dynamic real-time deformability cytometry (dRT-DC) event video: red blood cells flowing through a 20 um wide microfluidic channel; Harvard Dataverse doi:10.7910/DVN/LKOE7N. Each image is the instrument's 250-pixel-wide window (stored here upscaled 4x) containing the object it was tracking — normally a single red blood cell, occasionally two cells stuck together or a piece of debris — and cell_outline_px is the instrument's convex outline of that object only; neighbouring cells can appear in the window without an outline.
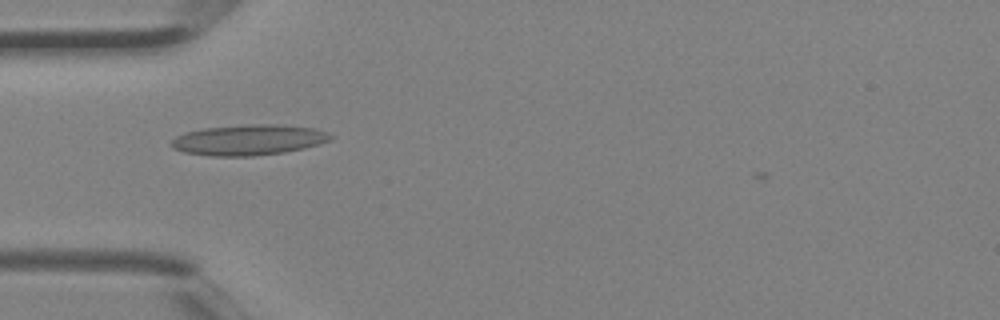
{"species": "Egyptian fruit bat (a non-hibernating species)", "species_latin": "Rousettus aegyptiacus", "temperature_condition": "room temperature", "stored_images_in_passage": 2, "camera_frame_rate_fps": 3000, "um_per_image_px": 0.085, "animal": {"sex": "female"}, "frame": {"image": 1, "passage_image": 2, "time_ms": 0.333, "image_size_px": [1000, 320], "cell_outline_px": [[336, 136], [332, 140], [304, 148], [284, 152], [252, 156], [212, 156], [184, 152], [172, 148], [168, 144], [176, 136], [184, 132], [204, 128], [252, 124], [276, 124], [312, 128], [328, 132]], "centroid_in_image_um": [21.13, 11.89], "position_along_channel_um": 63.9, "area_um2": 28.5}}